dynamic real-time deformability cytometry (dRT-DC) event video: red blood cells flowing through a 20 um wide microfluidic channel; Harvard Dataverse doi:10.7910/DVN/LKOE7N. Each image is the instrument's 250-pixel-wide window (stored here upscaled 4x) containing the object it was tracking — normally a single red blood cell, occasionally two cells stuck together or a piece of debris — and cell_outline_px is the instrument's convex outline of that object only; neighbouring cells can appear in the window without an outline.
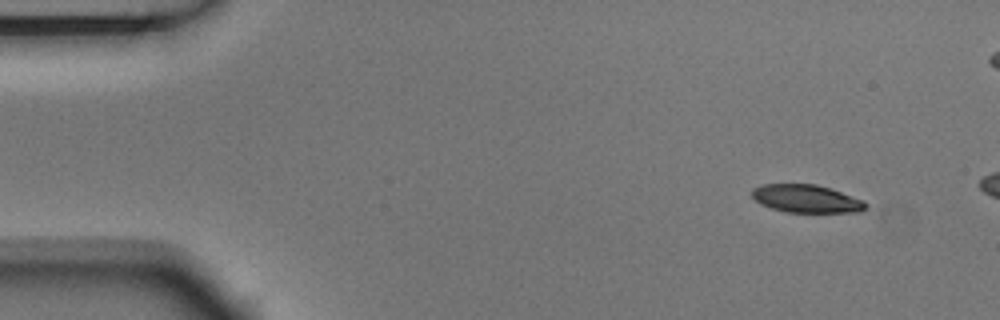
{"species": "Egyptian fruit bat (a non-hibernating species)", "species_latin": "Rousettus aegyptiacus", "temperature_condition": "room temperature", "stored_images_in_passage": 2, "camera_frame_rate_fps": 3000, "um_per_image_px": 0.085, "animal": {"sex": "male"}, "frame": {"image": 1, "passage_image": 1, "time_ms": 0.0, "image_size_px": [1000, 320], "cell_outline_px": [[868, 204], [860, 212], [784, 212], [760, 204], [752, 196], [752, 188], [764, 184], [816, 184], [832, 188], [864, 200]], "centroid_in_image_um": [68.55, 16.88], "position_along_channel_um": 16.4, "area_um2": 18.61}}